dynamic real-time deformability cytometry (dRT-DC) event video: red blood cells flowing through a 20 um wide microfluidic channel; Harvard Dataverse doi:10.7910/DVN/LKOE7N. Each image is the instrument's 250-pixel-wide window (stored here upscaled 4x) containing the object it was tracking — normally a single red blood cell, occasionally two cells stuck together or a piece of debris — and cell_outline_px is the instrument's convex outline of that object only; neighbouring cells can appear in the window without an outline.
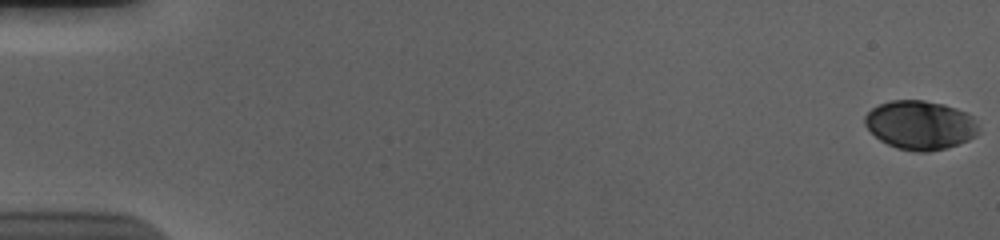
{"species": "human", "species_latin": "Homo sapiens", "temperature_condition": "cold", "stored_images_in_passage": 58, "camera_frame_rate_fps": 3000, "um_per_image_px": 0.085, "donor": {"sex": "male"}, "frame": {"image": 1, "passage_image": 1, "time_ms": 0.0, "image_size_px": [1000, 240], "cell_outline_px": [[980, 132], [976, 136], [968, 140], [944, 148], [928, 152], [920, 152], [896, 148], [880, 140], [864, 124], [864, 116], [872, 108], [880, 104], [892, 100], [924, 100], [944, 104], [968, 112], [972, 116], [980, 128]], "centroid_in_image_um": [78.24, 10.62], "position_along_channel_um": 6.8, "area_um2": 32.48}}
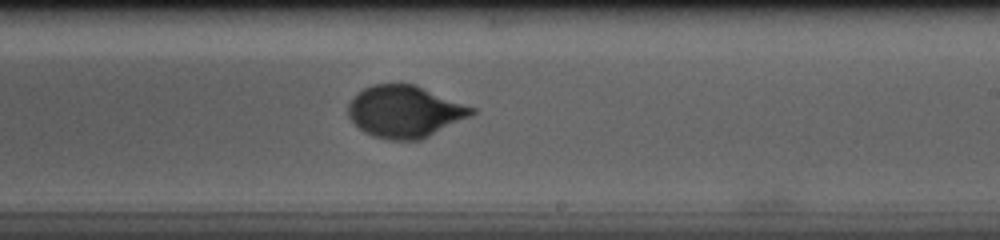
{"frame": {"image": 2, "passage_image": 36, "time_ms": 11.667, "image_size_px": [1000, 240], "cell_outline_px": [[476, 112], [420, 140], [392, 140], [376, 136], [364, 132], [348, 116], [348, 104], [352, 96], [364, 88], [376, 84], [412, 84], [476, 108]], "centroid_in_image_um": [34.36, 9.47], "position_along_channel_um": 254.6, "area_um2": 36.65}}
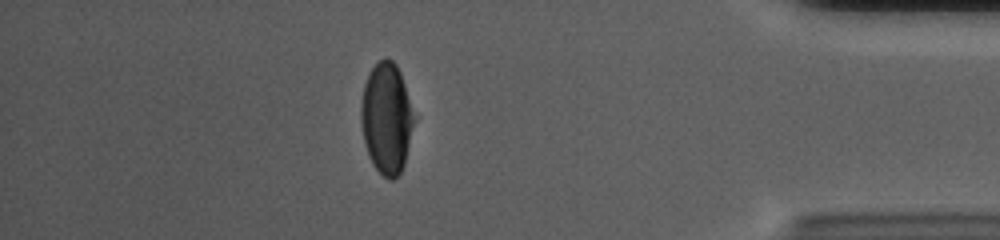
{"frame": {"image": 3, "passage_image": 51, "time_ms": 16.667, "image_size_px": [1000, 240], "cell_outline_px": [[416, 120], [404, 164], [400, 172], [392, 180], [388, 180], [372, 164], [368, 156], [364, 144], [360, 120], [360, 108], [364, 84], [368, 72], [384, 56], [392, 60], [396, 64], [400, 72], [416, 116]], "centroid_in_image_um": [32.86, 10.04], "position_along_channel_um": 402.3, "area_um2": 34.8}, "authors_computed_cell_mechanics": {"area_um2": 35.8071, "velocity_mm_per_s": 3.6787, "shape_relaxation_time_tau1_ms": 3.0729, "shape_relaxation_time_tau2_ms": null, "deformation_change_tau1": 0.1533, "deformation_change_tau2": null}}